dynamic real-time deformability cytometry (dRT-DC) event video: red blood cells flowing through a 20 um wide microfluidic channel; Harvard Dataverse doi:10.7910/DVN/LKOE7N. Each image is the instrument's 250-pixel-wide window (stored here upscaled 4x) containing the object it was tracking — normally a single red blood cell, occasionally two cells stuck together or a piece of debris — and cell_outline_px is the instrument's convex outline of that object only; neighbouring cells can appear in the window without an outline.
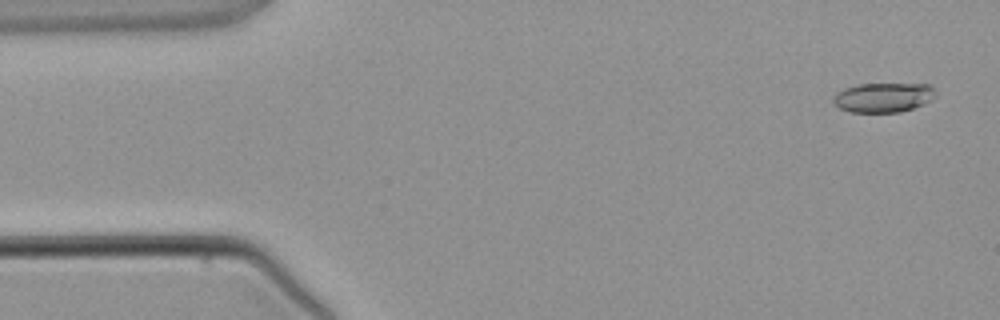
{"species": "common noctule bat (a hibernating species)", "species_latin": "Nyctalus noctula", "temperature_condition": "warm", "stored_images_in_passage": 5, "camera_frame_rate_fps": 3000, "um_per_image_px": 0.085, "animal": {"sex": "male", "body_mass_g": 21.5, "forearm_length_mm": 52.0}, "frame": {"image": 1, "passage_image": 1, "time_ms": 0.0, "image_size_px": [1000, 320], "cell_outline_px": [[936, 96], [924, 104], [900, 112], [852, 112], [840, 108], [832, 104], [832, 96], [836, 92], [844, 88], [856, 84], [928, 84], [936, 92]], "centroid_in_image_um": [75.03, 8.28], "position_along_channel_um": 10.0, "area_um2": 17.74}}
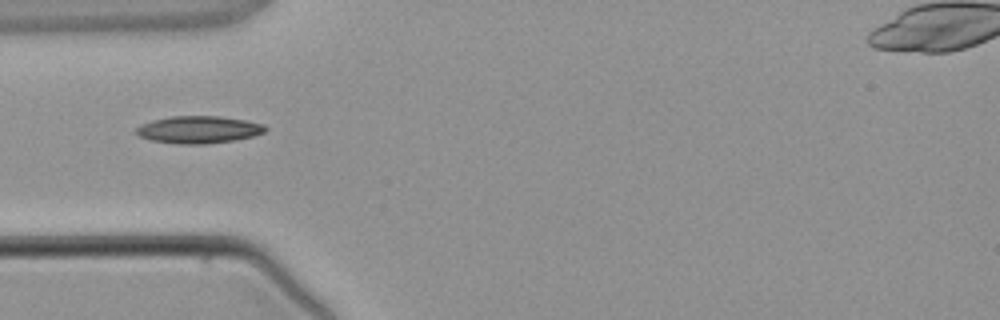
{"frame": {"image": 2, "passage_image": 4, "time_ms": 3.667, "image_size_px": [1000, 320], "cell_outline_px": [[268, 128], [264, 132], [252, 136], [236, 140], [208, 144], [176, 144], [152, 140], [140, 136], [136, 132], [136, 128], [140, 124], [152, 120], [172, 116], [220, 116], [244, 120], [264, 124]], "centroid_in_image_um": [16.89, 11.02], "position_along_channel_um": 68.1, "area_um2": 20.58}}
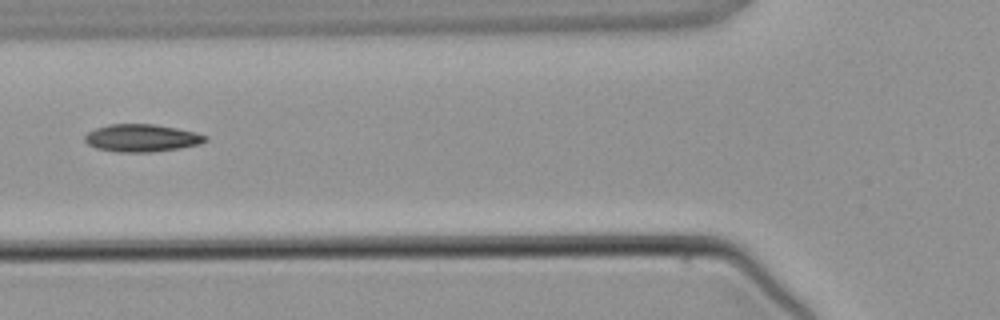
{"frame": {"image": 3, "passage_image": 5, "time_ms": 4.667, "image_size_px": [1000, 320], "cell_outline_px": [[208, 140], [200, 144], [180, 148], [152, 152], [120, 152], [96, 148], [88, 144], [84, 140], [84, 136], [88, 132], [96, 128], [108, 124], [152, 124], [176, 128], [196, 132], [208, 136]], "centroid_in_image_um": [12.06, 11.73], "position_along_channel_um": 113.7, "area_um2": 19.36}}